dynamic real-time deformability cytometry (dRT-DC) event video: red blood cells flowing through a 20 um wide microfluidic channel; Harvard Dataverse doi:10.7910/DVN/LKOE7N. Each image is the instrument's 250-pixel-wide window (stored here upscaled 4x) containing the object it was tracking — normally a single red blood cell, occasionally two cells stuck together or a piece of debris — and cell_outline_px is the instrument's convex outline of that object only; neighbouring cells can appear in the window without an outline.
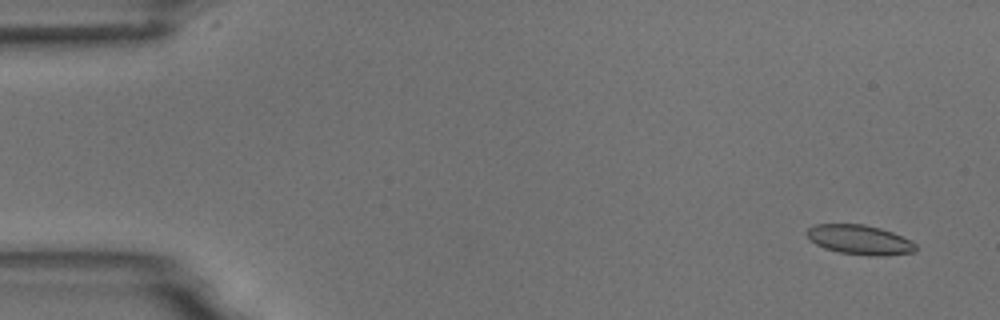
{"species": "common noctule bat (a hibernating species)", "species_latin": "Nyctalus noctula", "temperature_condition": "room temperature", "stored_images_in_passage": 6, "camera_frame_rate_fps": 3000, "um_per_image_px": 0.085, "animal": {"sex": "male", "body_mass_g": 18.8}, "frame": {"image": 1, "passage_image": 1, "time_ms": 0.0, "image_size_px": [1000, 320], "cell_outline_px": [[916, 248], [912, 252], [884, 256], [868, 256], [840, 252], [824, 248], [816, 244], [804, 232], [808, 228], [816, 224], [864, 224], [880, 228], [892, 232], [916, 244]], "centroid_in_image_um": [73.04, 20.38], "position_along_channel_um": 12.0, "area_um2": 18.61}}